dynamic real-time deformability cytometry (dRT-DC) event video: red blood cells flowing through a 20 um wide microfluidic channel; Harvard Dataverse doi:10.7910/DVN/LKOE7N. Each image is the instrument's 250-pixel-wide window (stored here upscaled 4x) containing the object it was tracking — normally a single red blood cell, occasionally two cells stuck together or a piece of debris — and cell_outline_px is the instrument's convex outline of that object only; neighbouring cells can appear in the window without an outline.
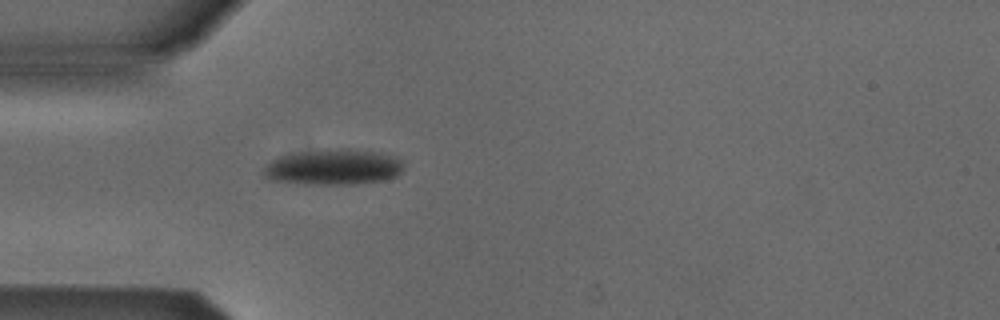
{"species": "Egyptian fruit bat (a non-hibernating species)", "species_latin": "Rousettus aegyptiacus", "temperature_condition": "cold", "stored_images_in_passage": 28, "camera_frame_rate_fps": 3000, "um_per_image_px": 0.085, "animal": {"sex": "male"}, "frame": {"image": 1, "passage_image": 1, "time_ms": 0.0, "image_size_px": [1000, 320], "cell_outline_px": [[404, 168], [396, 176], [384, 180], [356, 184], [296, 184], [268, 180], [264, 176], [264, 168], [272, 160], [280, 156], [300, 152], [348, 148], [380, 152], [400, 160], [404, 164]], "centroid_in_image_um": [28.33, 14.22], "position_along_channel_um": 56.7, "area_um2": 29.13}}
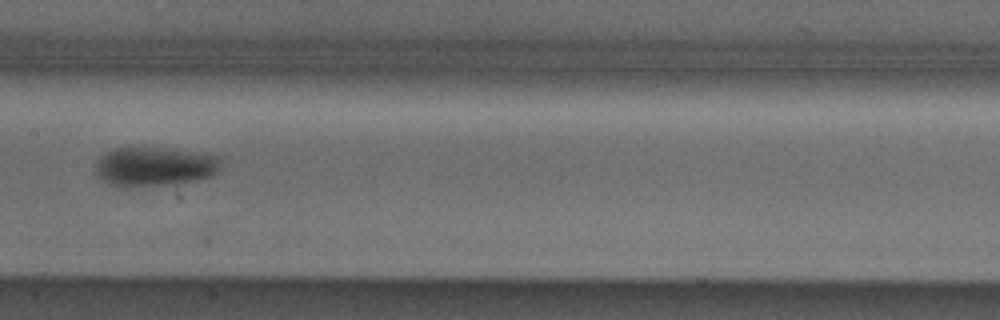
{"frame": {"image": 2, "passage_image": 12, "time_ms": 3.667, "image_size_px": [1000, 320], "cell_outline_px": [[220, 168], [212, 176], [196, 180], [176, 184], [128, 188], [124, 188], [108, 184], [96, 172], [96, 164], [100, 156], [116, 148], [160, 148], [216, 156], [220, 160]], "centroid_in_image_um": [13.1, 14.2], "position_along_channel_um": 194.3, "area_um2": 28.38}}
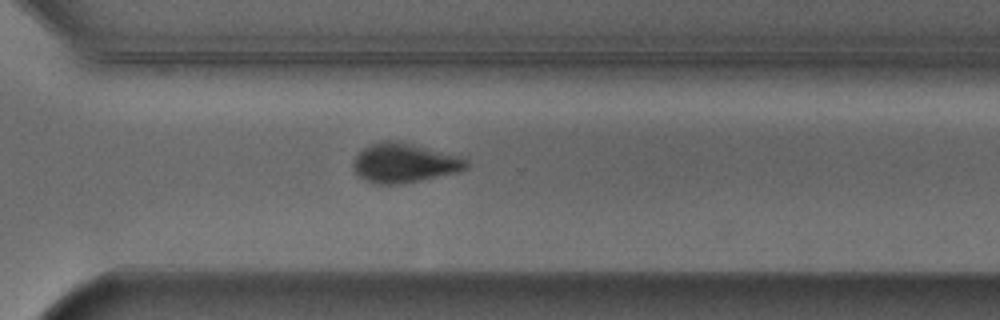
{"frame": {"image": 3, "passage_image": 23, "time_ms": 7.333, "image_size_px": [1000, 320], "cell_outline_px": [[468, 168], [460, 172], [400, 184], [376, 184], [364, 180], [356, 172], [352, 164], [356, 156], [364, 148], [372, 144], [384, 140], [388, 140], [412, 144], [460, 156], [468, 160]], "centroid_in_image_um": [34.39, 13.86], "position_along_channel_um": 336.2, "area_um2": 25.72}, "authors_computed_cell_mechanics": {"area_um2": 28.0908, "velocity_mm_per_s": 3.883, "shape_relaxation_time_tau1_ms": 2.4697, "shape_relaxation_time_tau2_ms": 8.5881, "deformation_change_tau1": 0.1162, "deformation_change_tau2": 0.1128}}